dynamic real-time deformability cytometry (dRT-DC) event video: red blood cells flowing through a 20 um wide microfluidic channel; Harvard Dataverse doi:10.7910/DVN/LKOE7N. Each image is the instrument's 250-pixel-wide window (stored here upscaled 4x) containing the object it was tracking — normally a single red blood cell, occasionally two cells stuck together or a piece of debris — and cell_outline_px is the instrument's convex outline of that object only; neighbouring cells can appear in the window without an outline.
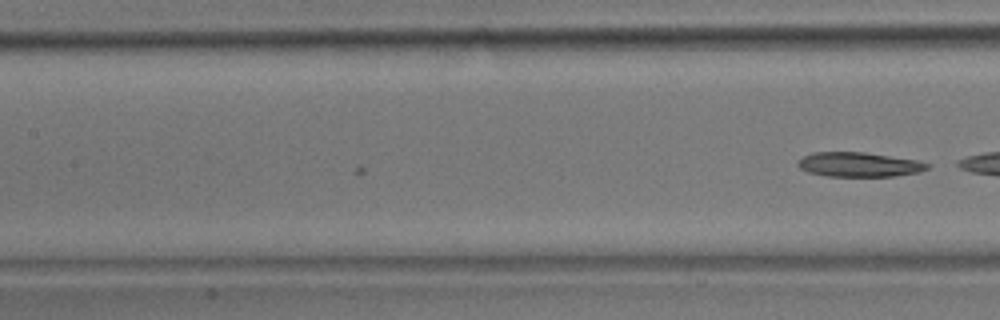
{"species": "common noctule bat (a hibernating species)", "species_latin": "Nyctalus noctula", "temperature_condition": "room temperature", "stored_images_in_passage": 10, "camera_frame_rate_fps": 3000, "um_per_image_px": 0.085, "animal": {"sex": "male", "body_mass_g": 17.9}, "frame": {"image": 1, "passage_image": 10, "time_ms": 3.0, "image_size_px": [1000, 320], "cell_outline_px": [[932, 164], [928, 168], [920, 172], [896, 176], [828, 176], [808, 172], [800, 168], [796, 164], [796, 160], [812, 152], [864, 152], [916, 160]], "centroid_in_image_um": [73.0, 13.98], "position_along_channel_um": 134.4, "area_um2": 18.55}}